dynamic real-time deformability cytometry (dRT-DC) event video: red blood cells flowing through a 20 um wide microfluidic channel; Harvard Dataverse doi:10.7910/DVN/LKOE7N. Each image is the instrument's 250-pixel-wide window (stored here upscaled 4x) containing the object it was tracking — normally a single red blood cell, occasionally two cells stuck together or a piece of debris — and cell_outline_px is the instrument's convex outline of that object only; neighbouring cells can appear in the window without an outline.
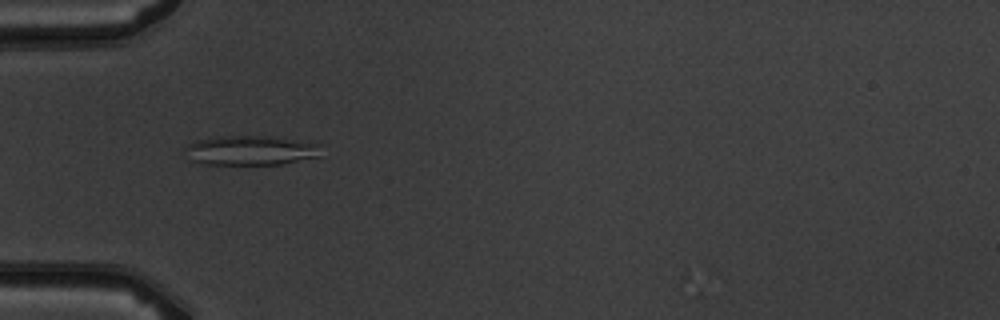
{"species": "common noctule bat (a hibernating species)", "species_latin": "Nyctalus noctula", "temperature_condition": "warm", "stored_images_in_passage": 8, "camera_frame_rate_fps": 3000, "um_per_image_px": 0.085, "animal": {"sex": "male", "body_mass_g": 19.5, "forearm_length_mm": 54.6}, "frame": {"image": 1, "passage_image": 5, "time_ms": 5.333, "image_size_px": [1000, 320], "cell_outline_px": [[324, 144], [320, 156], [280, 164], [200, 164], [192, 160], [184, 148], [188, 144], [196, 140], [220, 136], [268, 136]], "centroid_in_image_um": [21.35, 12.78], "position_along_channel_um": 63.7, "area_um2": 23.47}}
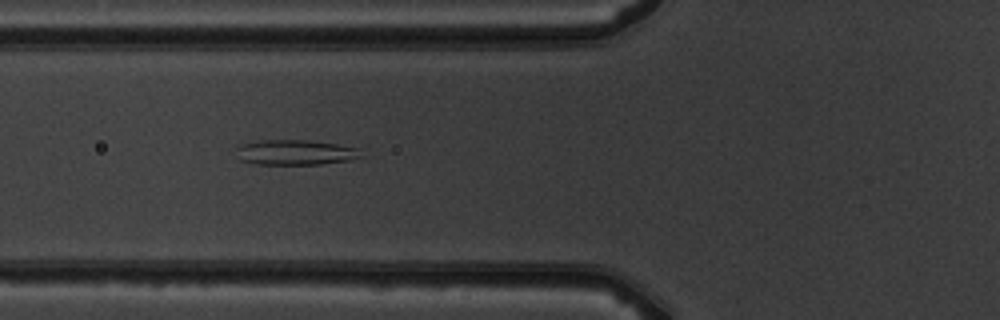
{"frame": {"image": 2, "passage_image": 6, "time_ms": 6.333, "image_size_px": [1000, 320], "cell_outline_px": [[360, 156], [348, 160], [320, 164], [256, 164], [240, 160], [236, 148], [240, 144], [260, 140], [308, 140], [336, 144], [360, 148]], "centroid_in_image_um": [25.07, 12.94], "position_along_channel_um": 100.7, "area_um2": 18.15}}